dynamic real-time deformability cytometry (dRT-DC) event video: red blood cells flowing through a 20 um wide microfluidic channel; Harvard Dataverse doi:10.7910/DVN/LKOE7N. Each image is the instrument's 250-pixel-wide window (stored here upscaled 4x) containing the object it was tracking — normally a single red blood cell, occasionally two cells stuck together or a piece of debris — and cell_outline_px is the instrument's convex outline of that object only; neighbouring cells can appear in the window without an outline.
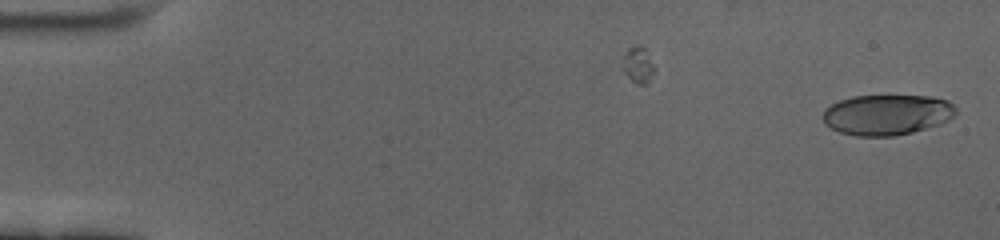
{"species": "human", "species_latin": "Homo sapiens", "temperature_condition": "cold", "stored_images_in_passage": 50, "camera_frame_rate_fps": 3000, "um_per_image_px": 0.085, "donor": {"sex": "female"}, "frame": {"image": 1, "passage_image": 1, "time_ms": 0.0, "image_size_px": [1000, 240], "cell_outline_px": [[956, 116], [940, 124], [912, 132], [896, 136], [856, 136], [840, 132], [824, 124], [820, 116], [824, 108], [840, 100], [852, 96], [928, 96], [948, 100], [956, 108]], "centroid_in_image_um": [75.37, 9.75], "position_along_channel_um": 9.6, "area_um2": 31.67}}
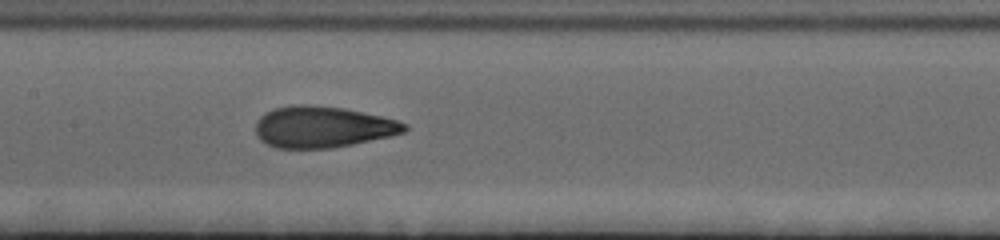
{"frame": {"image": 2, "passage_image": 29, "time_ms": 9.333, "image_size_px": [1000, 240], "cell_outline_px": [[408, 128], [404, 132], [392, 136], [332, 148], [276, 148], [260, 140], [256, 136], [256, 120], [264, 112], [276, 108], [292, 104], [308, 104], [344, 108], [380, 116], [396, 120], [408, 124]], "centroid_in_image_um": [27.4, 10.79], "position_along_channel_um": 180.0, "area_um2": 36.01}}
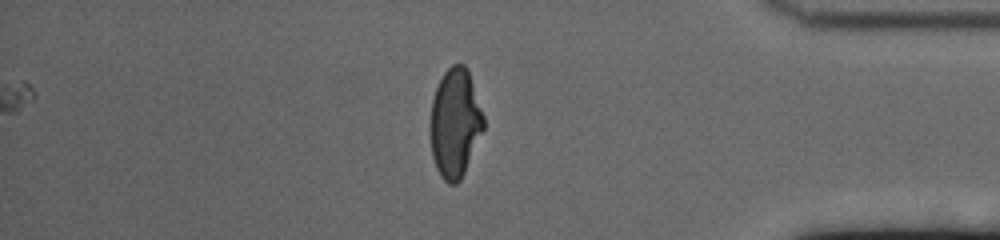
{"frame": {"image": 3, "passage_image": 50, "time_ms": 16.333, "image_size_px": [1000, 240], "cell_outline_px": [[484, 128], [464, 172], [460, 180], [456, 184], [448, 184], [440, 176], [436, 168], [432, 156], [432, 100], [436, 88], [444, 72], [452, 64], [464, 64], [468, 68], [484, 116]], "centroid_in_image_um": [38.7, 10.44], "position_along_channel_um": 396.5, "area_um2": 33.35}, "authors_computed_cell_mechanics": {"area_um2": 34.9979, "velocity_mm_per_s": 3.4615, "shape_relaxation_time_tau1_ms": 4.5047, "shape_relaxation_time_tau2_ms": 1.2964, "deformation_change_tau1": 0.2144, "deformation_change_tau2": 0.086}}